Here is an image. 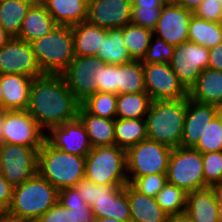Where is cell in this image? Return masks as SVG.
I'll return each mask as SVG.
<instances>
[{
	"label": "cell",
	"instance_id": "obj_42",
	"mask_svg": "<svg viewBox=\"0 0 222 222\" xmlns=\"http://www.w3.org/2000/svg\"><path fill=\"white\" fill-rule=\"evenodd\" d=\"M167 182L166 174H151L132 179L129 184L141 194L156 197Z\"/></svg>",
	"mask_w": 222,
	"mask_h": 222
},
{
	"label": "cell",
	"instance_id": "obj_28",
	"mask_svg": "<svg viewBox=\"0 0 222 222\" xmlns=\"http://www.w3.org/2000/svg\"><path fill=\"white\" fill-rule=\"evenodd\" d=\"M104 63L121 65L133 61L128 49L125 47L122 28L107 29V34L102 40L101 48L95 55Z\"/></svg>",
	"mask_w": 222,
	"mask_h": 222
},
{
	"label": "cell",
	"instance_id": "obj_20",
	"mask_svg": "<svg viewBox=\"0 0 222 222\" xmlns=\"http://www.w3.org/2000/svg\"><path fill=\"white\" fill-rule=\"evenodd\" d=\"M185 213L194 222H221V209L216 188L188 192Z\"/></svg>",
	"mask_w": 222,
	"mask_h": 222
},
{
	"label": "cell",
	"instance_id": "obj_39",
	"mask_svg": "<svg viewBox=\"0 0 222 222\" xmlns=\"http://www.w3.org/2000/svg\"><path fill=\"white\" fill-rule=\"evenodd\" d=\"M194 148L201 153L222 151V117L219 114L207 124Z\"/></svg>",
	"mask_w": 222,
	"mask_h": 222
},
{
	"label": "cell",
	"instance_id": "obj_31",
	"mask_svg": "<svg viewBox=\"0 0 222 222\" xmlns=\"http://www.w3.org/2000/svg\"><path fill=\"white\" fill-rule=\"evenodd\" d=\"M152 101L146 92L117 94L116 118H145Z\"/></svg>",
	"mask_w": 222,
	"mask_h": 222
},
{
	"label": "cell",
	"instance_id": "obj_41",
	"mask_svg": "<svg viewBox=\"0 0 222 222\" xmlns=\"http://www.w3.org/2000/svg\"><path fill=\"white\" fill-rule=\"evenodd\" d=\"M174 48L175 46L153 35L142 64L169 63L174 54Z\"/></svg>",
	"mask_w": 222,
	"mask_h": 222
},
{
	"label": "cell",
	"instance_id": "obj_30",
	"mask_svg": "<svg viewBox=\"0 0 222 222\" xmlns=\"http://www.w3.org/2000/svg\"><path fill=\"white\" fill-rule=\"evenodd\" d=\"M37 0L0 1V25L12 37H17L24 17Z\"/></svg>",
	"mask_w": 222,
	"mask_h": 222
},
{
	"label": "cell",
	"instance_id": "obj_27",
	"mask_svg": "<svg viewBox=\"0 0 222 222\" xmlns=\"http://www.w3.org/2000/svg\"><path fill=\"white\" fill-rule=\"evenodd\" d=\"M74 55L75 56H95L101 48L102 40L107 34V30L90 22L82 21L73 25Z\"/></svg>",
	"mask_w": 222,
	"mask_h": 222
},
{
	"label": "cell",
	"instance_id": "obj_32",
	"mask_svg": "<svg viewBox=\"0 0 222 222\" xmlns=\"http://www.w3.org/2000/svg\"><path fill=\"white\" fill-rule=\"evenodd\" d=\"M188 37L190 42L211 49L222 42V26L218 22L206 21L193 15L189 22Z\"/></svg>",
	"mask_w": 222,
	"mask_h": 222
},
{
	"label": "cell",
	"instance_id": "obj_35",
	"mask_svg": "<svg viewBox=\"0 0 222 222\" xmlns=\"http://www.w3.org/2000/svg\"><path fill=\"white\" fill-rule=\"evenodd\" d=\"M131 23L153 30L160 17L163 0H131Z\"/></svg>",
	"mask_w": 222,
	"mask_h": 222
},
{
	"label": "cell",
	"instance_id": "obj_29",
	"mask_svg": "<svg viewBox=\"0 0 222 222\" xmlns=\"http://www.w3.org/2000/svg\"><path fill=\"white\" fill-rule=\"evenodd\" d=\"M115 145L127 150L129 147L147 139L145 118L120 119L114 123Z\"/></svg>",
	"mask_w": 222,
	"mask_h": 222
},
{
	"label": "cell",
	"instance_id": "obj_23",
	"mask_svg": "<svg viewBox=\"0 0 222 222\" xmlns=\"http://www.w3.org/2000/svg\"><path fill=\"white\" fill-rule=\"evenodd\" d=\"M188 97L219 108L222 105V71L211 68L203 70L188 91Z\"/></svg>",
	"mask_w": 222,
	"mask_h": 222
},
{
	"label": "cell",
	"instance_id": "obj_56",
	"mask_svg": "<svg viewBox=\"0 0 222 222\" xmlns=\"http://www.w3.org/2000/svg\"><path fill=\"white\" fill-rule=\"evenodd\" d=\"M180 0H163L164 4H179Z\"/></svg>",
	"mask_w": 222,
	"mask_h": 222
},
{
	"label": "cell",
	"instance_id": "obj_46",
	"mask_svg": "<svg viewBox=\"0 0 222 222\" xmlns=\"http://www.w3.org/2000/svg\"><path fill=\"white\" fill-rule=\"evenodd\" d=\"M13 188L8 180L0 173V212H6L12 202Z\"/></svg>",
	"mask_w": 222,
	"mask_h": 222
},
{
	"label": "cell",
	"instance_id": "obj_36",
	"mask_svg": "<svg viewBox=\"0 0 222 222\" xmlns=\"http://www.w3.org/2000/svg\"><path fill=\"white\" fill-rule=\"evenodd\" d=\"M94 218L88 205L83 208H66L57 202L36 222H94Z\"/></svg>",
	"mask_w": 222,
	"mask_h": 222
},
{
	"label": "cell",
	"instance_id": "obj_53",
	"mask_svg": "<svg viewBox=\"0 0 222 222\" xmlns=\"http://www.w3.org/2000/svg\"><path fill=\"white\" fill-rule=\"evenodd\" d=\"M94 222H121V221H118V220L113 219V218H105V217L97 218V217H95Z\"/></svg>",
	"mask_w": 222,
	"mask_h": 222
},
{
	"label": "cell",
	"instance_id": "obj_3",
	"mask_svg": "<svg viewBox=\"0 0 222 222\" xmlns=\"http://www.w3.org/2000/svg\"><path fill=\"white\" fill-rule=\"evenodd\" d=\"M58 190L38 173L14 186L12 202L6 213L28 222H36L58 202Z\"/></svg>",
	"mask_w": 222,
	"mask_h": 222
},
{
	"label": "cell",
	"instance_id": "obj_54",
	"mask_svg": "<svg viewBox=\"0 0 222 222\" xmlns=\"http://www.w3.org/2000/svg\"><path fill=\"white\" fill-rule=\"evenodd\" d=\"M218 197H219V202H220V209H221V217H222V185L215 187Z\"/></svg>",
	"mask_w": 222,
	"mask_h": 222
},
{
	"label": "cell",
	"instance_id": "obj_7",
	"mask_svg": "<svg viewBox=\"0 0 222 222\" xmlns=\"http://www.w3.org/2000/svg\"><path fill=\"white\" fill-rule=\"evenodd\" d=\"M85 178L98 185H126V150L115 144L93 147L86 156Z\"/></svg>",
	"mask_w": 222,
	"mask_h": 222
},
{
	"label": "cell",
	"instance_id": "obj_17",
	"mask_svg": "<svg viewBox=\"0 0 222 222\" xmlns=\"http://www.w3.org/2000/svg\"><path fill=\"white\" fill-rule=\"evenodd\" d=\"M131 0H88L87 21L104 29H118L131 23Z\"/></svg>",
	"mask_w": 222,
	"mask_h": 222
},
{
	"label": "cell",
	"instance_id": "obj_58",
	"mask_svg": "<svg viewBox=\"0 0 222 222\" xmlns=\"http://www.w3.org/2000/svg\"><path fill=\"white\" fill-rule=\"evenodd\" d=\"M219 24L222 26V15H221V19L219 21Z\"/></svg>",
	"mask_w": 222,
	"mask_h": 222
},
{
	"label": "cell",
	"instance_id": "obj_19",
	"mask_svg": "<svg viewBox=\"0 0 222 222\" xmlns=\"http://www.w3.org/2000/svg\"><path fill=\"white\" fill-rule=\"evenodd\" d=\"M218 114V107L187 97V110L181 139L182 147L194 148L207 124Z\"/></svg>",
	"mask_w": 222,
	"mask_h": 222
},
{
	"label": "cell",
	"instance_id": "obj_5",
	"mask_svg": "<svg viewBox=\"0 0 222 222\" xmlns=\"http://www.w3.org/2000/svg\"><path fill=\"white\" fill-rule=\"evenodd\" d=\"M30 44L43 74L61 75L75 56L72 27L68 25H56Z\"/></svg>",
	"mask_w": 222,
	"mask_h": 222
},
{
	"label": "cell",
	"instance_id": "obj_6",
	"mask_svg": "<svg viewBox=\"0 0 222 222\" xmlns=\"http://www.w3.org/2000/svg\"><path fill=\"white\" fill-rule=\"evenodd\" d=\"M94 217L130 222V206L126 185H98L83 178L74 186Z\"/></svg>",
	"mask_w": 222,
	"mask_h": 222
},
{
	"label": "cell",
	"instance_id": "obj_24",
	"mask_svg": "<svg viewBox=\"0 0 222 222\" xmlns=\"http://www.w3.org/2000/svg\"><path fill=\"white\" fill-rule=\"evenodd\" d=\"M56 25L46 7L37 0L24 17L17 38L30 43L50 33Z\"/></svg>",
	"mask_w": 222,
	"mask_h": 222
},
{
	"label": "cell",
	"instance_id": "obj_48",
	"mask_svg": "<svg viewBox=\"0 0 222 222\" xmlns=\"http://www.w3.org/2000/svg\"><path fill=\"white\" fill-rule=\"evenodd\" d=\"M203 1H204V0H180L178 5L186 8L187 10H190V11L194 12V10H195Z\"/></svg>",
	"mask_w": 222,
	"mask_h": 222
},
{
	"label": "cell",
	"instance_id": "obj_38",
	"mask_svg": "<svg viewBox=\"0 0 222 222\" xmlns=\"http://www.w3.org/2000/svg\"><path fill=\"white\" fill-rule=\"evenodd\" d=\"M80 105L94 116L116 119L117 94L96 92Z\"/></svg>",
	"mask_w": 222,
	"mask_h": 222
},
{
	"label": "cell",
	"instance_id": "obj_43",
	"mask_svg": "<svg viewBox=\"0 0 222 222\" xmlns=\"http://www.w3.org/2000/svg\"><path fill=\"white\" fill-rule=\"evenodd\" d=\"M198 18L218 22L222 15V0H204L193 12Z\"/></svg>",
	"mask_w": 222,
	"mask_h": 222
},
{
	"label": "cell",
	"instance_id": "obj_4",
	"mask_svg": "<svg viewBox=\"0 0 222 222\" xmlns=\"http://www.w3.org/2000/svg\"><path fill=\"white\" fill-rule=\"evenodd\" d=\"M85 160L84 156L53 147L45 139L38 151L37 173L60 191L85 178Z\"/></svg>",
	"mask_w": 222,
	"mask_h": 222
},
{
	"label": "cell",
	"instance_id": "obj_1",
	"mask_svg": "<svg viewBox=\"0 0 222 222\" xmlns=\"http://www.w3.org/2000/svg\"><path fill=\"white\" fill-rule=\"evenodd\" d=\"M79 107L62 75L44 74L33 79L26 111L45 132L76 119Z\"/></svg>",
	"mask_w": 222,
	"mask_h": 222
},
{
	"label": "cell",
	"instance_id": "obj_8",
	"mask_svg": "<svg viewBox=\"0 0 222 222\" xmlns=\"http://www.w3.org/2000/svg\"><path fill=\"white\" fill-rule=\"evenodd\" d=\"M166 177L168 183L184 189L187 193L207 188L202 153L192 147L173 148L169 156Z\"/></svg>",
	"mask_w": 222,
	"mask_h": 222
},
{
	"label": "cell",
	"instance_id": "obj_26",
	"mask_svg": "<svg viewBox=\"0 0 222 222\" xmlns=\"http://www.w3.org/2000/svg\"><path fill=\"white\" fill-rule=\"evenodd\" d=\"M84 125L91 147L110 146L115 144V119L94 116L81 105L77 116Z\"/></svg>",
	"mask_w": 222,
	"mask_h": 222
},
{
	"label": "cell",
	"instance_id": "obj_33",
	"mask_svg": "<svg viewBox=\"0 0 222 222\" xmlns=\"http://www.w3.org/2000/svg\"><path fill=\"white\" fill-rule=\"evenodd\" d=\"M125 47L133 60L142 61L153 36V30L133 23L122 27Z\"/></svg>",
	"mask_w": 222,
	"mask_h": 222
},
{
	"label": "cell",
	"instance_id": "obj_52",
	"mask_svg": "<svg viewBox=\"0 0 222 222\" xmlns=\"http://www.w3.org/2000/svg\"><path fill=\"white\" fill-rule=\"evenodd\" d=\"M6 110L0 109V144H3V125L5 122Z\"/></svg>",
	"mask_w": 222,
	"mask_h": 222
},
{
	"label": "cell",
	"instance_id": "obj_37",
	"mask_svg": "<svg viewBox=\"0 0 222 222\" xmlns=\"http://www.w3.org/2000/svg\"><path fill=\"white\" fill-rule=\"evenodd\" d=\"M187 194L184 189L167 182L155 198L168 216H173L185 213Z\"/></svg>",
	"mask_w": 222,
	"mask_h": 222
},
{
	"label": "cell",
	"instance_id": "obj_14",
	"mask_svg": "<svg viewBox=\"0 0 222 222\" xmlns=\"http://www.w3.org/2000/svg\"><path fill=\"white\" fill-rule=\"evenodd\" d=\"M46 132L26 110H11L5 113L3 143L23 145L39 150L45 141Z\"/></svg>",
	"mask_w": 222,
	"mask_h": 222
},
{
	"label": "cell",
	"instance_id": "obj_10",
	"mask_svg": "<svg viewBox=\"0 0 222 222\" xmlns=\"http://www.w3.org/2000/svg\"><path fill=\"white\" fill-rule=\"evenodd\" d=\"M104 61L97 56H74L61 74L68 89L81 104L96 92H101V77Z\"/></svg>",
	"mask_w": 222,
	"mask_h": 222
},
{
	"label": "cell",
	"instance_id": "obj_22",
	"mask_svg": "<svg viewBox=\"0 0 222 222\" xmlns=\"http://www.w3.org/2000/svg\"><path fill=\"white\" fill-rule=\"evenodd\" d=\"M126 194L130 206V222H166L168 214L157 204L156 198L136 191L129 183Z\"/></svg>",
	"mask_w": 222,
	"mask_h": 222
},
{
	"label": "cell",
	"instance_id": "obj_21",
	"mask_svg": "<svg viewBox=\"0 0 222 222\" xmlns=\"http://www.w3.org/2000/svg\"><path fill=\"white\" fill-rule=\"evenodd\" d=\"M33 79L24 74L0 75L4 110H27Z\"/></svg>",
	"mask_w": 222,
	"mask_h": 222
},
{
	"label": "cell",
	"instance_id": "obj_50",
	"mask_svg": "<svg viewBox=\"0 0 222 222\" xmlns=\"http://www.w3.org/2000/svg\"><path fill=\"white\" fill-rule=\"evenodd\" d=\"M0 222H28V221L22 220L20 218L12 217L8 215L6 212H2L0 214Z\"/></svg>",
	"mask_w": 222,
	"mask_h": 222
},
{
	"label": "cell",
	"instance_id": "obj_18",
	"mask_svg": "<svg viewBox=\"0 0 222 222\" xmlns=\"http://www.w3.org/2000/svg\"><path fill=\"white\" fill-rule=\"evenodd\" d=\"M45 139L53 147L79 156L86 157L92 149L86 129L78 117L51 127L46 132Z\"/></svg>",
	"mask_w": 222,
	"mask_h": 222
},
{
	"label": "cell",
	"instance_id": "obj_11",
	"mask_svg": "<svg viewBox=\"0 0 222 222\" xmlns=\"http://www.w3.org/2000/svg\"><path fill=\"white\" fill-rule=\"evenodd\" d=\"M38 151L17 144H0L1 174L17 186L37 174Z\"/></svg>",
	"mask_w": 222,
	"mask_h": 222
},
{
	"label": "cell",
	"instance_id": "obj_51",
	"mask_svg": "<svg viewBox=\"0 0 222 222\" xmlns=\"http://www.w3.org/2000/svg\"><path fill=\"white\" fill-rule=\"evenodd\" d=\"M11 38L12 36L0 25V48L5 45Z\"/></svg>",
	"mask_w": 222,
	"mask_h": 222
},
{
	"label": "cell",
	"instance_id": "obj_44",
	"mask_svg": "<svg viewBox=\"0 0 222 222\" xmlns=\"http://www.w3.org/2000/svg\"><path fill=\"white\" fill-rule=\"evenodd\" d=\"M101 92L118 94V65L104 63L101 77Z\"/></svg>",
	"mask_w": 222,
	"mask_h": 222
},
{
	"label": "cell",
	"instance_id": "obj_15",
	"mask_svg": "<svg viewBox=\"0 0 222 222\" xmlns=\"http://www.w3.org/2000/svg\"><path fill=\"white\" fill-rule=\"evenodd\" d=\"M2 74H24L32 78L44 75L31 44L17 37H12L0 48V75Z\"/></svg>",
	"mask_w": 222,
	"mask_h": 222
},
{
	"label": "cell",
	"instance_id": "obj_45",
	"mask_svg": "<svg viewBox=\"0 0 222 222\" xmlns=\"http://www.w3.org/2000/svg\"><path fill=\"white\" fill-rule=\"evenodd\" d=\"M58 202L66 208H83L87 205L75 187L60 190Z\"/></svg>",
	"mask_w": 222,
	"mask_h": 222
},
{
	"label": "cell",
	"instance_id": "obj_47",
	"mask_svg": "<svg viewBox=\"0 0 222 222\" xmlns=\"http://www.w3.org/2000/svg\"><path fill=\"white\" fill-rule=\"evenodd\" d=\"M208 68L222 71V42L209 49Z\"/></svg>",
	"mask_w": 222,
	"mask_h": 222
},
{
	"label": "cell",
	"instance_id": "obj_12",
	"mask_svg": "<svg viewBox=\"0 0 222 222\" xmlns=\"http://www.w3.org/2000/svg\"><path fill=\"white\" fill-rule=\"evenodd\" d=\"M209 49L194 42H184L174 48L169 62L179 81L189 91L200 73L208 68Z\"/></svg>",
	"mask_w": 222,
	"mask_h": 222
},
{
	"label": "cell",
	"instance_id": "obj_40",
	"mask_svg": "<svg viewBox=\"0 0 222 222\" xmlns=\"http://www.w3.org/2000/svg\"><path fill=\"white\" fill-rule=\"evenodd\" d=\"M203 174L208 187L222 185V151L202 153Z\"/></svg>",
	"mask_w": 222,
	"mask_h": 222
},
{
	"label": "cell",
	"instance_id": "obj_13",
	"mask_svg": "<svg viewBox=\"0 0 222 222\" xmlns=\"http://www.w3.org/2000/svg\"><path fill=\"white\" fill-rule=\"evenodd\" d=\"M145 91L152 100H177L188 97L169 63L142 64Z\"/></svg>",
	"mask_w": 222,
	"mask_h": 222
},
{
	"label": "cell",
	"instance_id": "obj_49",
	"mask_svg": "<svg viewBox=\"0 0 222 222\" xmlns=\"http://www.w3.org/2000/svg\"><path fill=\"white\" fill-rule=\"evenodd\" d=\"M166 222H194L186 213L169 216Z\"/></svg>",
	"mask_w": 222,
	"mask_h": 222
},
{
	"label": "cell",
	"instance_id": "obj_25",
	"mask_svg": "<svg viewBox=\"0 0 222 222\" xmlns=\"http://www.w3.org/2000/svg\"><path fill=\"white\" fill-rule=\"evenodd\" d=\"M57 25L73 26L87 20L88 0H39Z\"/></svg>",
	"mask_w": 222,
	"mask_h": 222
},
{
	"label": "cell",
	"instance_id": "obj_9",
	"mask_svg": "<svg viewBox=\"0 0 222 222\" xmlns=\"http://www.w3.org/2000/svg\"><path fill=\"white\" fill-rule=\"evenodd\" d=\"M172 148L146 139L126 150L128 183L137 177L166 174Z\"/></svg>",
	"mask_w": 222,
	"mask_h": 222
},
{
	"label": "cell",
	"instance_id": "obj_55",
	"mask_svg": "<svg viewBox=\"0 0 222 222\" xmlns=\"http://www.w3.org/2000/svg\"><path fill=\"white\" fill-rule=\"evenodd\" d=\"M0 109H3V92H2L1 83H0Z\"/></svg>",
	"mask_w": 222,
	"mask_h": 222
},
{
	"label": "cell",
	"instance_id": "obj_16",
	"mask_svg": "<svg viewBox=\"0 0 222 222\" xmlns=\"http://www.w3.org/2000/svg\"><path fill=\"white\" fill-rule=\"evenodd\" d=\"M192 16V11L178 4H165L153 29V35L173 46L187 42Z\"/></svg>",
	"mask_w": 222,
	"mask_h": 222
},
{
	"label": "cell",
	"instance_id": "obj_2",
	"mask_svg": "<svg viewBox=\"0 0 222 222\" xmlns=\"http://www.w3.org/2000/svg\"><path fill=\"white\" fill-rule=\"evenodd\" d=\"M187 98L153 100L145 116L147 139L170 148L181 146Z\"/></svg>",
	"mask_w": 222,
	"mask_h": 222
},
{
	"label": "cell",
	"instance_id": "obj_34",
	"mask_svg": "<svg viewBox=\"0 0 222 222\" xmlns=\"http://www.w3.org/2000/svg\"><path fill=\"white\" fill-rule=\"evenodd\" d=\"M139 92H146L142 61L118 65V94Z\"/></svg>",
	"mask_w": 222,
	"mask_h": 222
},
{
	"label": "cell",
	"instance_id": "obj_57",
	"mask_svg": "<svg viewBox=\"0 0 222 222\" xmlns=\"http://www.w3.org/2000/svg\"><path fill=\"white\" fill-rule=\"evenodd\" d=\"M218 114L222 117V105L218 108Z\"/></svg>",
	"mask_w": 222,
	"mask_h": 222
}]
</instances>
